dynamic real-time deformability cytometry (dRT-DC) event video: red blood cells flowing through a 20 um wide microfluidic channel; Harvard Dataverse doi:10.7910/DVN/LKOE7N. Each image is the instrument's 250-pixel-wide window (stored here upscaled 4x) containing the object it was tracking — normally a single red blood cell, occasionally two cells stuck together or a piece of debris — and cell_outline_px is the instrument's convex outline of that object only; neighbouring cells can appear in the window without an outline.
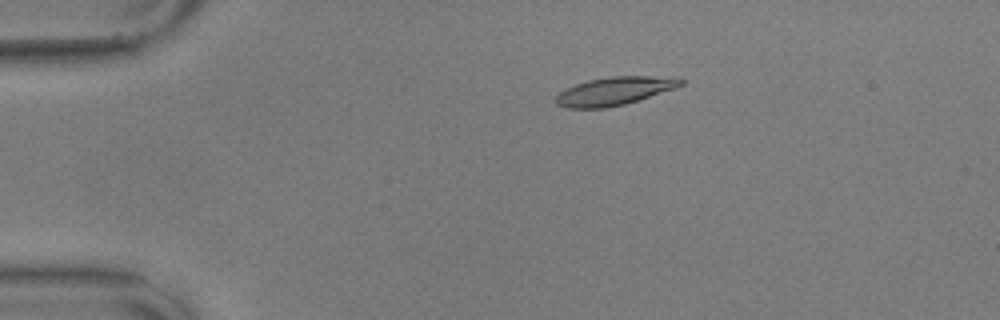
{"species": "common noctule bat (a hibernating species)", "species_latin": "Nyctalus noctula", "temperature_condition": "warm", "stored_images_in_passage": 43, "camera_frame_rate_fps": 3000, "um_per_image_px": 0.085, "animal": {"sex": "male", "body_mass_g": 17.9, "forearm_length_mm": 54.2}, "frame": {"image": 1, "passage_image": 4, "time_ms": 1.0, "image_size_px": [1000, 320], "cell_outline_px": [[684, 84], [676, 88], [624, 104], [604, 108], [568, 108], [556, 104], [556, 96], [560, 92], [576, 84], [588, 80], [612, 76], [680, 76], [684, 80]], "centroid_in_image_um": [52.3, 7.72], "position_along_channel_um": 32.7, "area_um2": 20.52}}
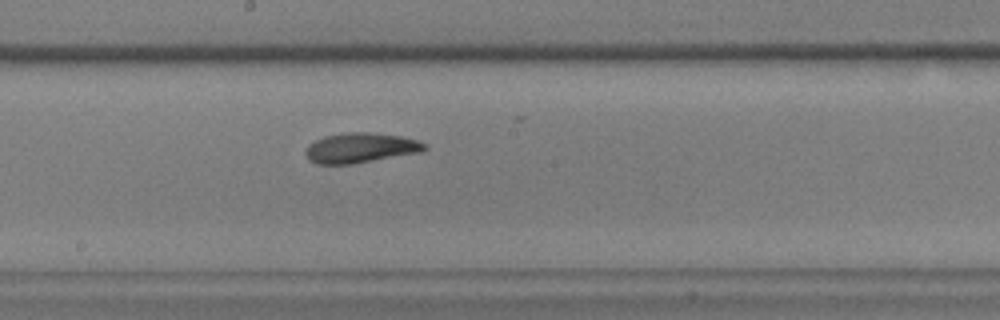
{"frame": {"image": 2, "passage_image": 24, "time_ms": 7.667, "image_size_px": [1000, 320], "cell_outline_px": [[428, 148], [424, 152], [352, 164], [316, 164], [308, 160], [304, 152], [308, 144], [324, 136], [348, 132], [368, 132], [400, 136], [416, 140], [428, 144]], "centroid_in_image_um": [30.66, 12.58], "position_along_channel_um": 217.5, "area_um2": 21.04}}
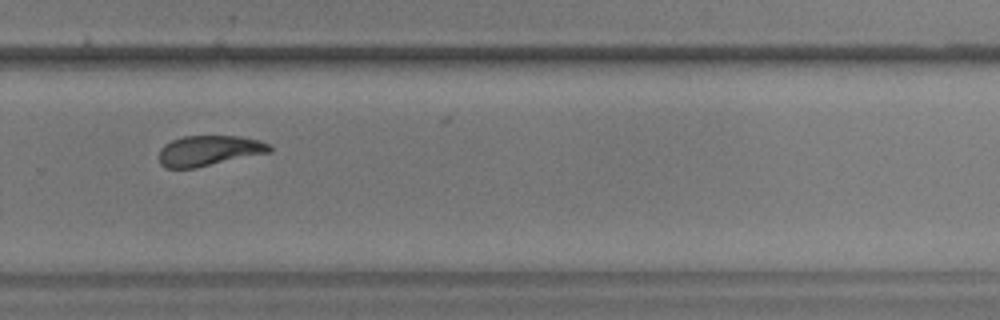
{"frame": {"image": 3, "passage_image": 32, "time_ms": 10.333, "image_size_px": [1000, 320], "cell_outline_px": [[272, 152], [196, 168], [164, 168], [160, 164], [160, 148], [164, 144], [172, 140], [184, 136], [240, 136], [260, 140], [268, 144], [272, 148]], "centroid_in_image_um": [17.78, 12.81], "position_along_channel_um": 312.0, "area_um2": 19.71}, "authors_computed_cell_mechanics": {"area_um2": 20.3456, "velocity_mm_per_s": 3.5515, "shape_relaxation_time_tau1_ms": 4.3829, "shape_relaxation_time_tau2_ms": 3.7622, "deformation_change_tau1": 0.1505, "deformation_change_tau2": 0.1072}}